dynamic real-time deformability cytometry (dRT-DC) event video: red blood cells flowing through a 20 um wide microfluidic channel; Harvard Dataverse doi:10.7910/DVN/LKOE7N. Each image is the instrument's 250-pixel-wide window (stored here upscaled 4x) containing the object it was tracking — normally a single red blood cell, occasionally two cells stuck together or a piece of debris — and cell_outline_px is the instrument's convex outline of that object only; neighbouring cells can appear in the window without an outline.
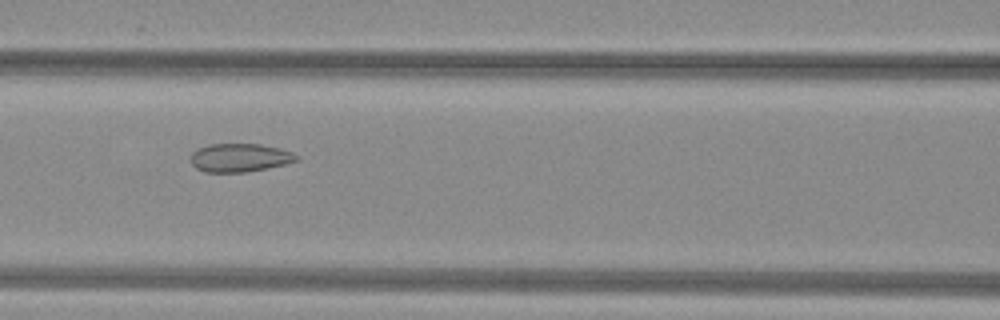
{"species": "common noctule bat (a hibernating species)", "species_latin": "Nyctalus noctula", "temperature_condition": "warm", "stored_images_in_passage": 29, "camera_frame_rate_fps": 3000, "um_per_image_px": 0.085, "animal": {"sex": "female", "body_mass_g": 29.2, "forearm_length_mm": 56.3}, "frame": {"image": 1, "passage_image": 11, "time_ms": 3.333, "image_size_px": [1000, 320], "cell_outline_px": [[300, 160], [268, 168], [244, 172], [204, 172], [196, 168], [192, 164], [192, 152], [196, 148], [208, 144], [260, 144], [280, 148], [292, 152], [300, 156]], "centroid_in_image_um": [20.4, 13.4], "position_along_channel_um": 146.2, "area_um2": 17.63}}
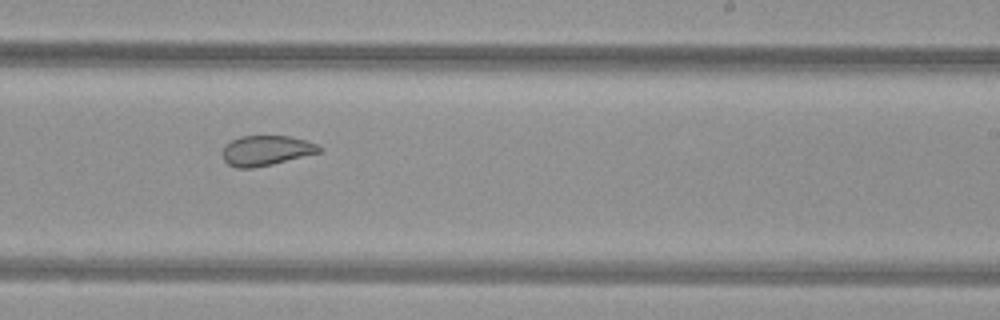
{"frame": {"image": 2, "passage_image": 20, "time_ms": 6.333, "image_size_px": [1000, 320], "cell_outline_px": [[324, 148], [320, 152], [272, 164], [252, 168], [236, 168], [228, 164], [224, 160], [224, 144], [240, 136], [292, 136], [316, 144]], "centroid_in_image_um": [22.62, 12.79], "position_along_channel_um": 266.4, "area_um2": 16.82}}
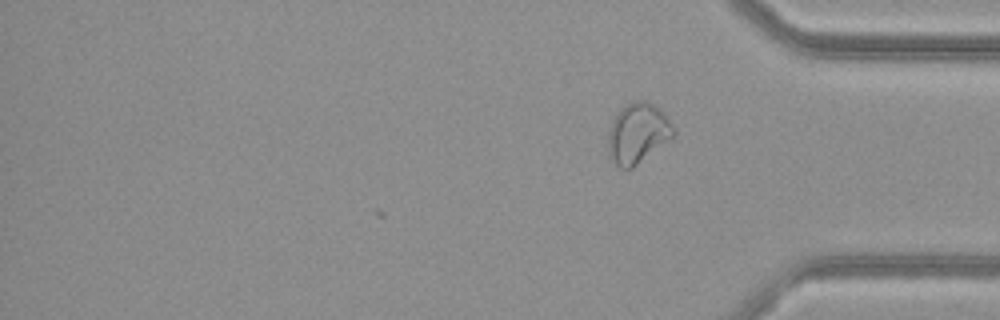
{"frame": {"image": 3, "passage_image": 29, "time_ms": 9.333, "image_size_px": [1000, 320], "cell_outline_px": [[676, 136], [632, 168], [620, 168], [608, 160], [608, 128], [612, 120], [620, 108], [624, 104], [636, 100], [644, 100], [652, 104], [664, 112], [676, 132]], "centroid_in_image_um": [54.19, 11.34], "position_along_channel_um": 381.0, "area_um2": 23.41}, "authors_computed_cell_mechanics": {"area_um2": 18.0914, "velocity_mm_per_s": 4.0182, "shape_relaxation_time_tau1_ms": null, "shape_relaxation_time_tau2_ms": 1.2369, "deformation_change_tau1": null, "deformation_change_tau2": 0.0614}}